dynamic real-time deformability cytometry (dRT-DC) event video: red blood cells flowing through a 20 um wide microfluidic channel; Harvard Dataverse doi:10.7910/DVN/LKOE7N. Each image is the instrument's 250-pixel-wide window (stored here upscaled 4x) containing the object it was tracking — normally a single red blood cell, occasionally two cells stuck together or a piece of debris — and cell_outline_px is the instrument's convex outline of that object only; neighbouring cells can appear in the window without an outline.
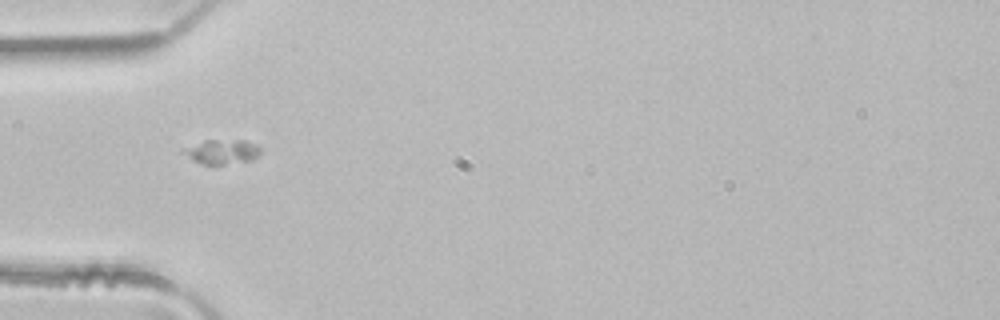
{"species": "common noctule bat (a hibernating species)", "species_latin": "Nyctalus noctula", "temperature_condition": "room temperature", "stored_images_in_passage": 31, "camera_frame_rate_fps": 3000, "um_per_image_px": 0.085, "animal": {"sex": "male", "body_mass_g": 21.5, "forearm_length_mm": 52.0}, "frame": {"image": 1, "passage_image": 9, "time_ms": 2.667, "image_size_px": [1000, 320], "cell_outline_px": [[260, 152], [252, 160], [224, 164], [204, 164], [192, 160], [180, 148], [204, 140], [244, 140], [256, 144], [260, 148]], "centroid_in_image_um": [18.84, 12.88], "position_along_channel_um": 66.2, "area_um2": 10.92}}